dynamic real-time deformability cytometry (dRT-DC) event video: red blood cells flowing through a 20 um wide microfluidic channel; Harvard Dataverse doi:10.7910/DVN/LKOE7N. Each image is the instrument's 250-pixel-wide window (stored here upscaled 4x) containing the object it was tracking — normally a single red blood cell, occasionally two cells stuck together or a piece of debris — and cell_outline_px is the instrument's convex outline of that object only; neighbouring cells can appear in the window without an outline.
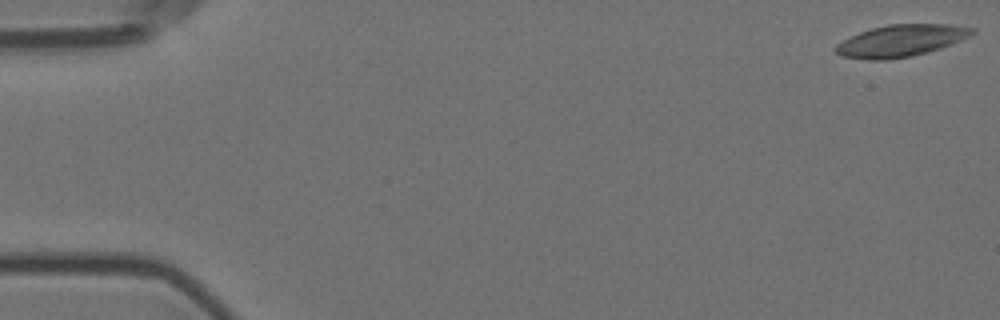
{"species": "Egyptian fruit bat (a non-hibernating species)", "species_latin": "Rousettus aegyptiacus", "temperature_condition": "room temperature", "stored_images_in_passage": 5, "camera_frame_rate_fps": 3000, "um_per_image_px": 0.085, "animal": {"sex": "female"}, "frame": {"image": 1, "passage_image": 1, "time_ms": 0.0, "image_size_px": [1000, 320], "cell_outline_px": [[976, 32], [952, 44], [928, 52], [908, 56], [884, 60], [868, 60], [840, 56], [836, 52], [836, 44], [860, 32], [872, 28], [888, 24], [948, 24], [976, 28]], "centroid_in_image_um": [76.59, 3.45], "position_along_channel_um": 8.4, "area_um2": 25.14}}
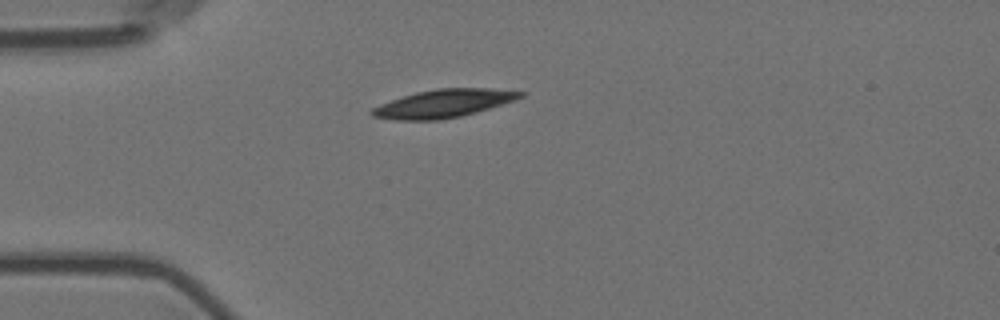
{"frame": {"image": 2, "passage_image": 5, "time_ms": 1.333, "image_size_px": [1000, 320], "cell_outline_px": [[528, 92], [524, 96], [516, 100], [476, 112], [460, 116], [436, 120], [396, 120], [372, 116], [368, 112], [372, 108], [380, 104], [416, 92], [436, 88], [488, 88]], "centroid_in_image_um": [37.72, 8.79], "position_along_channel_um": 47.3, "area_um2": 24.22}}